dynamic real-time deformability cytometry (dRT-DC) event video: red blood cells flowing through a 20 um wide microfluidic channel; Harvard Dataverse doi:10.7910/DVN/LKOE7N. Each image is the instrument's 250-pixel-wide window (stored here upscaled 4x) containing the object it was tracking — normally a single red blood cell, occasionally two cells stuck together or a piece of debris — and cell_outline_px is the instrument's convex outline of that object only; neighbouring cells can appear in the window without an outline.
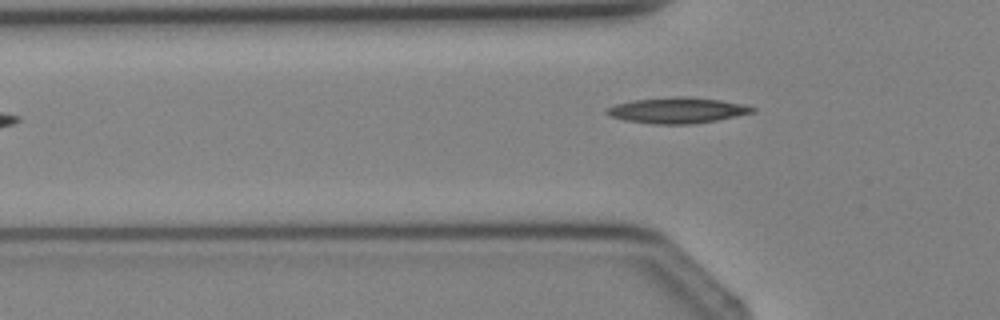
{"species": "Egyptian fruit bat (a non-hibernating species)", "species_latin": "Rousettus aegyptiacus", "temperature_condition": "cold", "stored_images_in_passage": 8, "segment_of_instrument_passage": [2, 2], "camera_frame_rate_fps": 3000, "um_per_image_px": 0.085, "animal": {"sex": "female"}, "frame": {"image": 1, "passage_image": 8, "time_ms": 8.0, "image_size_px": [1000, 320], "cell_outline_px": [[756, 112], [716, 120], [692, 124], [652, 124], [628, 120], [612, 116], [604, 112], [604, 108], [616, 104], [632, 100], [672, 96], [688, 96], [720, 100], [740, 104], [756, 108]], "centroid_in_image_um": [57.55, 9.37], "position_along_channel_um": 68.2, "area_um2": 21.85}}